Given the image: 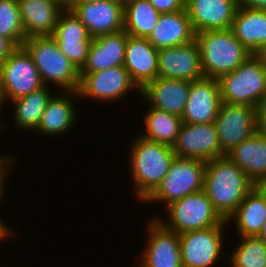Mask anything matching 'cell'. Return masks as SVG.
Here are the masks:
<instances>
[{
  "label": "cell",
  "instance_id": "1",
  "mask_svg": "<svg viewBox=\"0 0 266 267\" xmlns=\"http://www.w3.org/2000/svg\"><path fill=\"white\" fill-rule=\"evenodd\" d=\"M255 185L247 174L226 156L206 162L203 191L224 220L236 211Z\"/></svg>",
  "mask_w": 266,
  "mask_h": 267
},
{
  "label": "cell",
  "instance_id": "2",
  "mask_svg": "<svg viewBox=\"0 0 266 267\" xmlns=\"http://www.w3.org/2000/svg\"><path fill=\"white\" fill-rule=\"evenodd\" d=\"M130 175L134 194L144 202L160 185L175 157L172 146L148 140L139 135L131 142Z\"/></svg>",
  "mask_w": 266,
  "mask_h": 267
},
{
  "label": "cell",
  "instance_id": "3",
  "mask_svg": "<svg viewBox=\"0 0 266 267\" xmlns=\"http://www.w3.org/2000/svg\"><path fill=\"white\" fill-rule=\"evenodd\" d=\"M23 46L31 55L45 86L53 84L61 91L78 90L80 69L60 51L51 36L28 37Z\"/></svg>",
  "mask_w": 266,
  "mask_h": 267
},
{
  "label": "cell",
  "instance_id": "4",
  "mask_svg": "<svg viewBox=\"0 0 266 267\" xmlns=\"http://www.w3.org/2000/svg\"><path fill=\"white\" fill-rule=\"evenodd\" d=\"M204 77L218 79L231 73L252 55L235 37L232 29L195 34Z\"/></svg>",
  "mask_w": 266,
  "mask_h": 267
},
{
  "label": "cell",
  "instance_id": "5",
  "mask_svg": "<svg viewBox=\"0 0 266 267\" xmlns=\"http://www.w3.org/2000/svg\"><path fill=\"white\" fill-rule=\"evenodd\" d=\"M217 80L222 102L256 108L266 95V66L255 55Z\"/></svg>",
  "mask_w": 266,
  "mask_h": 267
},
{
  "label": "cell",
  "instance_id": "6",
  "mask_svg": "<svg viewBox=\"0 0 266 267\" xmlns=\"http://www.w3.org/2000/svg\"><path fill=\"white\" fill-rule=\"evenodd\" d=\"M165 208L168 213L167 221L161 216L156 218L167 229L177 234L228 225L227 221L214 209L212 202L203 190L176 200Z\"/></svg>",
  "mask_w": 266,
  "mask_h": 267
},
{
  "label": "cell",
  "instance_id": "7",
  "mask_svg": "<svg viewBox=\"0 0 266 267\" xmlns=\"http://www.w3.org/2000/svg\"><path fill=\"white\" fill-rule=\"evenodd\" d=\"M205 168V161L175 156L169 171L145 204L162 202L167 207L176 200L202 191Z\"/></svg>",
  "mask_w": 266,
  "mask_h": 267
},
{
  "label": "cell",
  "instance_id": "8",
  "mask_svg": "<svg viewBox=\"0 0 266 267\" xmlns=\"http://www.w3.org/2000/svg\"><path fill=\"white\" fill-rule=\"evenodd\" d=\"M0 78L3 107L7 101L17 100L45 86L31 55L23 45L18 46L0 63Z\"/></svg>",
  "mask_w": 266,
  "mask_h": 267
},
{
  "label": "cell",
  "instance_id": "9",
  "mask_svg": "<svg viewBox=\"0 0 266 267\" xmlns=\"http://www.w3.org/2000/svg\"><path fill=\"white\" fill-rule=\"evenodd\" d=\"M140 93L138 87L132 82L124 66H116L105 70L80 73L78 95L80 99H92L103 103L122 100L133 89Z\"/></svg>",
  "mask_w": 266,
  "mask_h": 267
},
{
  "label": "cell",
  "instance_id": "10",
  "mask_svg": "<svg viewBox=\"0 0 266 267\" xmlns=\"http://www.w3.org/2000/svg\"><path fill=\"white\" fill-rule=\"evenodd\" d=\"M228 226L218 225L179 234L182 267L216 266L219 258L221 259L224 232Z\"/></svg>",
  "mask_w": 266,
  "mask_h": 267
},
{
  "label": "cell",
  "instance_id": "11",
  "mask_svg": "<svg viewBox=\"0 0 266 267\" xmlns=\"http://www.w3.org/2000/svg\"><path fill=\"white\" fill-rule=\"evenodd\" d=\"M215 125L220 149L226 155L257 131L256 108L221 102Z\"/></svg>",
  "mask_w": 266,
  "mask_h": 267
},
{
  "label": "cell",
  "instance_id": "12",
  "mask_svg": "<svg viewBox=\"0 0 266 267\" xmlns=\"http://www.w3.org/2000/svg\"><path fill=\"white\" fill-rule=\"evenodd\" d=\"M149 220L146 224L147 246L138 267H182L179 234L167 229L156 215Z\"/></svg>",
  "mask_w": 266,
  "mask_h": 267
},
{
  "label": "cell",
  "instance_id": "13",
  "mask_svg": "<svg viewBox=\"0 0 266 267\" xmlns=\"http://www.w3.org/2000/svg\"><path fill=\"white\" fill-rule=\"evenodd\" d=\"M172 150L176 157L205 162L226 156L220 149L215 122L182 123Z\"/></svg>",
  "mask_w": 266,
  "mask_h": 267
},
{
  "label": "cell",
  "instance_id": "14",
  "mask_svg": "<svg viewBox=\"0 0 266 267\" xmlns=\"http://www.w3.org/2000/svg\"><path fill=\"white\" fill-rule=\"evenodd\" d=\"M158 76L194 82L204 77L196 40L175 47L158 49Z\"/></svg>",
  "mask_w": 266,
  "mask_h": 267
},
{
  "label": "cell",
  "instance_id": "15",
  "mask_svg": "<svg viewBox=\"0 0 266 267\" xmlns=\"http://www.w3.org/2000/svg\"><path fill=\"white\" fill-rule=\"evenodd\" d=\"M122 0H101L75 4L70 10L88 29L92 38L123 30Z\"/></svg>",
  "mask_w": 266,
  "mask_h": 267
},
{
  "label": "cell",
  "instance_id": "16",
  "mask_svg": "<svg viewBox=\"0 0 266 267\" xmlns=\"http://www.w3.org/2000/svg\"><path fill=\"white\" fill-rule=\"evenodd\" d=\"M218 80L203 77L191 82L188 100L181 117L183 123L215 122L221 104Z\"/></svg>",
  "mask_w": 266,
  "mask_h": 267
},
{
  "label": "cell",
  "instance_id": "17",
  "mask_svg": "<svg viewBox=\"0 0 266 267\" xmlns=\"http://www.w3.org/2000/svg\"><path fill=\"white\" fill-rule=\"evenodd\" d=\"M239 0H191L185 7L195 34L230 29Z\"/></svg>",
  "mask_w": 266,
  "mask_h": 267
},
{
  "label": "cell",
  "instance_id": "18",
  "mask_svg": "<svg viewBox=\"0 0 266 267\" xmlns=\"http://www.w3.org/2000/svg\"><path fill=\"white\" fill-rule=\"evenodd\" d=\"M191 82L179 79L157 77L147 83L141 90L140 95L150 107L165 111L169 114L182 117Z\"/></svg>",
  "mask_w": 266,
  "mask_h": 267
},
{
  "label": "cell",
  "instance_id": "19",
  "mask_svg": "<svg viewBox=\"0 0 266 267\" xmlns=\"http://www.w3.org/2000/svg\"><path fill=\"white\" fill-rule=\"evenodd\" d=\"M123 66L132 82L141 90L158 77V49L147 38L128 35Z\"/></svg>",
  "mask_w": 266,
  "mask_h": 267
},
{
  "label": "cell",
  "instance_id": "20",
  "mask_svg": "<svg viewBox=\"0 0 266 267\" xmlns=\"http://www.w3.org/2000/svg\"><path fill=\"white\" fill-rule=\"evenodd\" d=\"M59 91L49 99L34 133L38 132L41 135L45 134L46 136L47 134L52 137L59 136L69 133L76 125L78 113L73 99L79 98L78 91Z\"/></svg>",
  "mask_w": 266,
  "mask_h": 267
},
{
  "label": "cell",
  "instance_id": "21",
  "mask_svg": "<svg viewBox=\"0 0 266 267\" xmlns=\"http://www.w3.org/2000/svg\"><path fill=\"white\" fill-rule=\"evenodd\" d=\"M26 38L51 36L65 9L54 0H17Z\"/></svg>",
  "mask_w": 266,
  "mask_h": 267
},
{
  "label": "cell",
  "instance_id": "22",
  "mask_svg": "<svg viewBox=\"0 0 266 267\" xmlns=\"http://www.w3.org/2000/svg\"><path fill=\"white\" fill-rule=\"evenodd\" d=\"M128 34L122 30L93 38L85 64L80 73H91L123 66Z\"/></svg>",
  "mask_w": 266,
  "mask_h": 267
},
{
  "label": "cell",
  "instance_id": "23",
  "mask_svg": "<svg viewBox=\"0 0 266 267\" xmlns=\"http://www.w3.org/2000/svg\"><path fill=\"white\" fill-rule=\"evenodd\" d=\"M147 39L156 49L180 46L194 41L195 32L186 9L161 14Z\"/></svg>",
  "mask_w": 266,
  "mask_h": 267
},
{
  "label": "cell",
  "instance_id": "24",
  "mask_svg": "<svg viewBox=\"0 0 266 267\" xmlns=\"http://www.w3.org/2000/svg\"><path fill=\"white\" fill-rule=\"evenodd\" d=\"M233 163L259 185L266 179V135L256 131L226 154Z\"/></svg>",
  "mask_w": 266,
  "mask_h": 267
},
{
  "label": "cell",
  "instance_id": "25",
  "mask_svg": "<svg viewBox=\"0 0 266 267\" xmlns=\"http://www.w3.org/2000/svg\"><path fill=\"white\" fill-rule=\"evenodd\" d=\"M266 220V193L259 185L246 195L236 211L226 220L236 227L238 236H258Z\"/></svg>",
  "mask_w": 266,
  "mask_h": 267
},
{
  "label": "cell",
  "instance_id": "26",
  "mask_svg": "<svg viewBox=\"0 0 266 267\" xmlns=\"http://www.w3.org/2000/svg\"><path fill=\"white\" fill-rule=\"evenodd\" d=\"M235 37L252 54L266 43V10L238 6L231 27Z\"/></svg>",
  "mask_w": 266,
  "mask_h": 267
},
{
  "label": "cell",
  "instance_id": "27",
  "mask_svg": "<svg viewBox=\"0 0 266 267\" xmlns=\"http://www.w3.org/2000/svg\"><path fill=\"white\" fill-rule=\"evenodd\" d=\"M52 91L49 86H44L39 90L10 101L13 104V125L21 132L26 130L35 131L40 123L42 114L46 108L49 99L52 97Z\"/></svg>",
  "mask_w": 266,
  "mask_h": 267
},
{
  "label": "cell",
  "instance_id": "28",
  "mask_svg": "<svg viewBox=\"0 0 266 267\" xmlns=\"http://www.w3.org/2000/svg\"><path fill=\"white\" fill-rule=\"evenodd\" d=\"M160 15L149 0H128L124 2L123 30L133 37L148 38Z\"/></svg>",
  "mask_w": 266,
  "mask_h": 267
},
{
  "label": "cell",
  "instance_id": "29",
  "mask_svg": "<svg viewBox=\"0 0 266 267\" xmlns=\"http://www.w3.org/2000/svg\"><path fill=\"white\" fill-rule=\"evenodd\" d=\"M143 118L146 129L140 132L142 137L169 146L175 143L183 123L180 117L150 107Z\"/></svg>",
  "mask_w": 266,
  "mask_h": 267
},
{
  "label": "cell",
  "instance_id": "30",
  "mask_svg": "<svg viewBox=\"0 0 266 267\" xmlns=\"http://www.w3.org/2000/svg\"><path fill=\"white\" fill-rule=\"evenodd\" d=\"M239 245L229 253L231 267H265L266 241L258 236H239ZM231 259V260H230Z\"/></svg>",
  "mask_w": 266,
  "mask_h": 267
},
{
  "label": "cell",
  "instance_id": "31",
  "mask_svg": "<svg viewBox=\"0 0 266 267\" xmlns=\"http://www.w3.org/2000/svg\"><path fill=\"white\" fill-rule=\"evenodd\" d=\"M0 35L10 38L18 46H22L26 39L17 0H0Z\"/></svg>",
  "mask_w": 266,
  "mask_h": 267
},
{
  "label": "cell",
  "instance_id": "32",
  "mask_svg": "<svg viewBox=\"0 0 266 267\" xmlns=\"http://www.w3.org/2000/svg\"><path fill=\"white\" fill-rule=\"evenodd\" d=\"M52 38L93 39L88 29L70 9H64L54 29Z\"/></svg>",
  "mask_w": 266,
  "mask_h": 267
},
{
  "label": "cell",
  "instance_id": "33",
  "mask_svg": "<svg viewBox=\"0 0 266 267\" xmlns=\"http://www.w3.org/2000/svg\"><path fill=\"white\" fill-rule=\"evenodd\" d=\"M60 51L79 69L86 62L90 45L93 39L53 38Z\"/></svg>",
  "mask_w": 266,
  "mask_h": 267
},
{
  "label": "cell",
  "instance_id": "34",
  "mask_svg": "<svg viewBox=\"0 0 266 267\" xmlns=\"http://www.w3.org/2000/svg\"><path fill=\"white\" fill-rule=\"evenodd\" d=\"M3 158H0V202H2V199L4 198V190H5V187H4V184L6 183V182H4L6 179V177L8 176V175H10L11 173V171H12V169L13 168H15L16 166V164H17V162L15 163V161H16V158H15V156H13V155H4L3 154ZM7 156V157H6ZM13 164H15V165H13Z\"/></svg>",
  "mask_w": 266,
  "mask_h": 267
},
{
  "label": "cell",
  "instance_id": "35",
  "mask_svg": "<svg viewBox=\"0 0 266 267\" xmlns=\"http://www.w3.org/2000/svg\"><path fill=\"white\" fill-rule=\"evenodd\" d=\"M149 2L161 13H175L184 10L186 5L183 0H149Z\"/></svg>",
  "mask_w": 266,
  "mask_h": 267
},
{
  "label": "cell",
  "instance_id": "36",
  "mask_svg": "<svg viewBox=\"0 0 266 267\" xmlns=\"http://www.w3.org/2000/svg\"><path fill=\"white\" fill-rule=\"evenodd\" d=\"M257 131L266 135V95L256 107Z\"/></svg>",
  "mask_w": 266,
  "mask_h": 267
},
{
  "label": "cell",
  "instance_id": "37",
  "mask_svg": "<svg viewBox=\"0 0 266 267\" xmlns=\"http://www.w3.org/2000/svg\"><path fill=\"white\" fill-rule=\"evenodd\" d=\"M17 47L18 45L13 40L0 35V63L5 61Z\"/></svg>",
  "mask_w": 266,
  "mask_h": 267
},
{
  "label": "cell",
  "instance_id": "38",
  "mask_svg": "<svg viewBox=\"0 0 266 267\" xmlns=\"http://www.w3.org/2000/svg\"><path fill=\"white\" fill-rule=\"evenodd\" d=\"M239 5L254 10H266V0H239Z\"/></svg>",
  "mask_w": 266,
  "mask_h": 267
},
{
  "label": "cell",
  "instance_id": "39",
  "mask_svg": "<svg viewBox=\"0 0 266 267\" xmlns=\"http://www.w3.org/2000/svg\"><path fill=\"white\" fill-rule=\"evenodd\" d=\"M14 232L15 230H11L10 227L4 223V221L0 220V240L5 241V239L13 236Z\"/></svg>",
  "mask_w": 266,
  "mask_h": 267
},
{
  "label": "cell",
  "instance_id": "40",
  "mask_svg": "<svg viewBox=\"0 0 266 267\" xmlns=\"http://www.w3.org/2000/svg\"><path fill=\"white\" fill-rule=\"evenodd\" d=\"M255 56L266 66V43L255 53Z\"/></svg>",
  "mask_w": 266,
  "mask_h": 267
},
{
  "label": "cell",
  "instance_id": "41",
  "mask_svg": "<svg viewBox=\"0 0 266 267\" xmlns=\"http://www.w3.org/2000/svg\"><path fill=\"white\" fill-rule=\"evenodd\" d=\"M96 1H101V0H69L68 9H71L75 4L96 2Z\"/></svg>",
  "mask_w": 266,
  "mask_h": 267
},
{
  "label": "cell",
  "instance_id": "42",
  "mask_svg": "<svg viewBox=\"0 0 266 267\" xmlns=\"http://www.w3.org/2000/svg\"><path fill=\"white\" fill-rule=\"evenodd\" d=\"M258 237L263 239L264 241H266V220L263 223V227H262L260 233L258 234Z\"/></svg>",
  "mask_w": 266,
  "mask_h": 267
},
{
  "label": "cell",
  "instance_id": "43",
  "mask_svg": "<svg viewBox=\"0 0 266 267\" xmlns=\"http://www.w3.org/2000/svg\"><path fill=\"white\" fill-rule=\"evenodd\" d=\"M60 5H62L64 8L68 9L69 0H54Z\"/></svg>",
  "mask_w": 266,
  "mask_h": 267
},
{
  "label": "cell",
  "instance_id": "44",
  "mask_svg": "<svg viewBox=\"0 0 266 267\" xmlns=\"http://www.w3.org/2000/svg\"><path fill=\"white\" fill-rule=\"evenodd\" d=\"M259 186L262 188V190L266 193V179L265 180H263L260 184H259Z\"/></svg>",
  "mask_w": 266,
  "mask_h": 267
},
{
  "label": "cell",
  "instance_id": "45",
  "mask_svg": "<svg viewBox=\"0 0 266 267\" xmlns=\"http://www.w3.org/2000/svg\"><path fill=\"white\" fill-rule=\"evenodd\" d=\"M0 118H1V117H0ZM0 121L2 122V120H0ZM1 122H0V132L3 131V129L5 128V127L2 125ZM1 126H3V128H2ZM0 158H3V156L1 155Z\"/></svg>",
  "mask_w": 266,
  "mask_h": 267
},
{
  "label": "cell",
  "instance_id": "46",
  "mask_svg": "<svg viewBox=\"0 0 266 267\" xmlns=\"http://www.w3.org/2000/svg\"><path fill=\"white\" fill-rule=\"evenodd\" d=\"M3 108H4V107H3V104H2L1 99H0V114L2 113L1 110H3ZM0 116H1V115H0Z\"/></svg>",
  "mask_w": 266,
  "mask_h": 267
},
{
  "label": "cell",
  "instance_id": "47",
  "mask_svg": "<svg viewBox=\"0 0 266 267\" xmlns=\"http://www.w3.org/2000/svg\"><path fill=\"white\" fill-rule=\"evenodd\" d=\"M185 5H187L191 0H183Z\"/></svg>",
  "mask_w": 266,
  "mask_h": 267
},
{
  "label": "cell",
  "instance_id": "48",
  "mask_svg": "<svg viewBox=\"0 0 266 267\" xmlns=\"http://www.w3.org/2000/svg\"><path fill=\"white\" fill-rule=\"evenodd\" d=\"M0 99H1V78H0Z\"/></svg>",
  "mask_w": 266,
  "mask_h": 267
}]
</instances>
